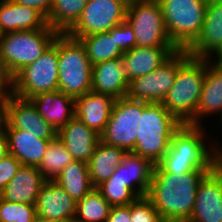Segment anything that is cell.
Returning <instances> with one entry per match:
<instances>
[{
	"label": "cell",
	"mask_w": 222,
	"mask_h": 222,
	"mask_svg": "<svg viewBox=\"0 0 222 222\" xmlns=\"http://www.w3.org/2000/svg\"><path fill=\"white\" fill-rule=\"evenodd\" d=\"M73 161H75L73 156L56 136L53 140H50L42 161L37 168L47 181L54 180Z\"/></svg>",
	"instance_id": "cell-32"
},
{
	"label": "cell",
	"mask_w": 222,
	"mask_h": 222,
	"mask_svg": "<svg viewBox=\"0 0 222 222\" xmlns=\"http://www.w3.org/2000/svg\"><path fill=\"white\" fill-rule=\"evenodd\" d=\"M35 216V204L8 202L0 198V222H32Z\"/></svg>",
	"instance_id": "cell-34"
},
{
	"label": "cell",
	"mask_w": 222,
	"mask_h": 222,
	"mask_svg": "<svg viewBox=\"0 0 222 222\" xmlns=\"http://www.w3.org/2000/svg\"><path fill=\"white\" fill-rule=\"evenodd\" d=\"M8 137L9 153L15 156L22 165L38 167L50 140L39 139L27 131L4 128Z\"/></svg>",
	"instance_id": "cell-25"
},
{
	"label": "cell",
	"mask_w": 222,
	"mask_h": 222,
	"mask_svg": "<svg viewBox=\"0 0 222 222\" xmlns=\"http://www.w3.org/2000/svg\"><path fill=\"white\" fill-rule=\"evenodd\" d=\"M9 95L0 89V124L5 121L6 103Z\"/></svg>",
	"instance_id": "cell-42"
},
{
	"label": "cell",
	"mask_w": 222,
	"mask_h": 222,
	"mask_svg": "<svg viewBox=\"0 0 222 222\" xmlns=\"http://www.w3.org/2000/svg\"><path fill=\"white\" fill-rule=\"evenodd\" d=\"M148 104L127 97L115 99L109 121L100 134V141L132 152L136 144L140 116Z\"/></svg>",
	"instance_id": "cell-10"
},
{
	"label": "cell",
	"mask_w": 222,
	"mask_h": 222,
	"mask_svg": "<svg viewBox=\"0 0 222 222\" xmlns=\"http://www.w3.org/2000/svg\"><path fill=\"white\" fill-rule=\"evenodd\" d=\"M77 202L94 187L90 180L87 163L75 160L69 163L54 179Z\"/></svg>",
	"instance_id": "cell-28"
},
{
	"label": "cell",
	"mask_w": 222,
	"mask_h": 222,
	"mask_svg": "<svg viewBox=\"0 0 222 222\" xmlns=\"http://www.w3.org/2000/svg\"><path fill=\"white\" fill-rule=\"evenodd\" d=\"M215 55L217 56L216 60H218L215 62L222 65V47L219 49V51Z\"/></svg>",
	"instance_id": "cell-44"
},
{
	"label": "cell",
	"mask_w": 222,
	"mask_h": 222,
	"mask_svg": "<svg viewBox=\"0 0 222 222\" xmlns=\"http://www.w3.org/2000/svg\"><path fill=\"white\" fill-rule=\"evenodd\" d=\"M221 47L222 2L208 0L201 32L186 51L193 58L209 59L212 54H216Z\"/></svg>",
	"instance_id": "cell-16"
},
{
	"label": "cell",
	"mask_w": 222,
	"mask_h": 222,
	"mask_svg": "<svg viewBox=\"0 0 222 222\" xmlns=\"http://www.w3.org/2000/svg\"><path fill=\"white\" fill-rule=\"evenodd\" d=\"M131 222H164L157 209L146 197H138L131 203Z\"/></svg>",
	"instance_id": "cell-35"
},
{
	"label": "cell",
	"mask_w": 222,
	"mask_h": 222,
	"mask_svg": "<svg viewBox=\"0 0 222 222\" xmlns=\"http://www.w3.org/2000/svg\"><path fill=\"white\" fill-rule=\"evenodd\" d=\"M46 181L37 167L21 165L0 193V198L8 202L36 204L39 191Z\"/></svg>",
	"instance_id": "cell-20"
},
{
	"label": "cell",
	"mask_w": 222,
	"mask_h": 222,
	"mask_svg": "<svg viewBox=\"0 0 222 222\" xmlns=\"http://www.w3.org/2000/svg\"><path fill=\"white\" fill-rule=\"evenodd\" d=\"M181 126L182 123L162 103H149L140 116L132 153L156 165L168 151L171 138Z\"/></svg>",
	"instance_id": "cell-3"
},
{
	"label": "cell",
	"mask_w": 222,
	"mask_h": 222,
	"mask_svg": "<svg viewBox=\"0 0 222 222\" xmlns=\"http://www.w3.org/2000/svg\"><path fill=\"white\" fill-rule=\"evenodd\" d=\"M201 125L182 124L171 138L170 146L156 164L162 172L187 173L194 170L211 172L222 162V151H209ZM212 151V152H211Z\"/></svg>",
	"instance_id": "cell-2"
},
{
	"label": "cell",
	"mask_w": 222,
	"mask_h": 222,
	"mask_svg": "<svg viewBox=\"0 0 222 222\" xmlns=\"http://www.w3.org/2000/svg\"><path fill=\"white\" fill-rule=\"evenodd\" d=\"M126 153L122 148L99 141L94 154L87 163L90 180L94 188L111 177L114 170L122 163Z\"/></svg>",
	"instance_id": "cell-27"
},
{
	"label": "cell",
	"mask_w": 222,
	"mask_h": 222,
	"mask_svg": "<svg viewBox=\"0 0 222 222\" xmlns=\"http://www.w3.org/2000/svg\"><path fill=\"white\" fill-rule=\"evenodd\" d=\"M88 0H53L46 23L59 34H66L80 18Z\"/></svg>",
	"instance_id": "cell-30"
},
{
	"label": "cell",
	"mask_w": 222,
	"mask_h": 222,
	"mask_svg": "<svg viewBox=\"0 0 222 222\" xmlns=\"http://www.w3.org/2000/svg\"><path fill=\"white\" fill-rule=\"evenodd\" d=\"M4 128L27 131L39 139H54L57 132L38 113L30 99H23L11 94L6 103Z\"/></svg>",
	"instance_id": "cell-13"
},
{
	"label": "cell",
	"mask_w": 222,
	"mask_h": 222,
	"mask_svg": "<svg viewBox=\"0 0 222 222\" xmlns=\"http://www.w3.org/2000/svg\"><path fill=\"white\" fill-rule=\"evenodd\" d=\"M32 222H65V221H57V220H52V219H44L39 216H35Z\"/></svg>",
	"instance_id": "cell-43"
},
{
	"label": "cell",
	"mask_w": 222,
	"mask_h": 222,
	"mask_svg": "<svg viewBox=\"0 0 222 222\" xmlns=\"http://www.w3.org/2000/svg\"><path fill=\"white\" fill-rule=\"evenodd\" d=\"M167 34L179 50H186L199 36L208 0H158Z\"/></svg>",
	"instance_id": "cell-7"
},
{
	"label": "cell",
	"mask_w": 222,
	"mask_h": 222,
	"mask_svg": "<svg viewBox=\"0 0 222 222\" xmlns=\"http://www.w3.org/2000/svg\"><path fill=\"white\" fill-rule=\"evenodd\" d=\"M207 59L190 57L176 74L175 82L162 104L182 124L194 125L205 78Z\"/></svg>",
	"instance_id": "cell-5"
},
{
	"label": "cell",
	"mask_w": 222,
	"mask_h": 222,
	"mask_svg": "<svg viewBox=\"0 0 222 222\" xmlns=\"http://www.w3.org/2000/svg\"><path fill=\"white\" fill-rule=\"evenodd\" d=\"M58 34L48 24L41 29L0 34V58L11 77L35 62Z\"/></svg>",
	"instance_id": "cell-6"
},
{
	"label": "cell",
	"mask_w": 222,
	"mask_h": 222,
	"mask_svg": "<svg viewBox=\"0 0 222 222\" xmlns=\"http://www.w3.org/2000/svg\"><path fill=\"white\" fill-rule=\"evenodd\" d=\"M67 151L75 160L88 163L100 141V135L74 116L57 132Z\"/></svg>",
	"instance_id": "cell-18"
},
{
	"label": "cell",
	"mask_w": 222,
	"mask_h": 222,
	"mask_svg": "<svg viewBox=\"0 0 222 222\" xmlns=\"http://www.w3.org/2000/svg\"><path fill=\"white\" fill-rule=\"evenodd\" d=\"M46 24V19L34 8L0 0V34L41 29Z\"/></svg>",
	"instance_id": "cell-24"
},
{
	"label": "cell",
	"mask_w": 222,
	"mask_h": 222,
	"mask_svg": "<svg viewBox=\"0 0 222 222\" xmlns=\"http://www.w3.org/2000/svg\"><path fill=\"white\" fill-rule=\"evenodd\" d=\"M53 44L58 55V91L74 99L92 91V65L82 43L58 34Z\"/></svg>",
	"instance_id": "cell-4"
},
{
	"label": "cell",
	"mask_w": 222,
	"mask_h": 222,
	"mask_svg": "<svg viewBox=\"0 0 222 222\" xmlns=\"http://www.w3.org/2000/svg\"><path fill=\"white\" fill-rule=\"evenodd\" d=\"M30 100L56 132L75 116V99L58 90L40 93Z\"/></svg>",
	"instance_id": "cell-22"
},
{
	"label": "cell",
	"mask_w": 222,
	"mask_h": 222,
	"mask_svg": "<svg viewBox=\"0 0 222 222\" xmlns=\"http://www.w3.org/2000/svg\"><path fill=\"white\" fill-rule=\"evenodd\" d=\"M7 88L10 91L9 90L6 91ZM0 89L4 90L9 96L12 94V77L6 70L1 58H0Z\"/></svg>",
	"instance_id": "cell-40"
},
{
	"label": "cell",
	"mask_w": 222,
	"mask_h": 222,
	"mask_svg": "<svg viewBox=\"0 0 222 222\" xmlns=\"http://www.w3.org/2000/svg\"><path fill=\"white\" fill-rule=\"evenodd\" d=\"M97 189L111 206H126L138 198L120 179V171L117 168L111 177L101 183Z\"/></svg>",
	"instance_id": "cell-33"
},
{
	"label": "cell",
	"mask_w": 222,
	"mask_h": 222,
	"mask_svg": "<svg viewBox=\"0 0 222 222\" xmlns=\"http://www.w3.org/2000/svg\"><path fill=\"white\" fill-rule=\"evenodd\" d=\"M115 41L123 53L136 47L134 30L127 21L115 26Z\"/></svg>",
	"instance_id": "cell-36"
},
{
	"label": "cell",
	"mask_w": 222,
	"mask_h": 222,
	"mask_svg": "<svg viewBox=\"0 0 222 222\" xmlns=\"http://www.w3.org/2000/svg\"><path fill=\"white\" fill-rule=\"evenodd\" d=\"M190 57L186 50L176 51L151 73L129 81L126 97L136 101L162 103L175 82L178 69Z\"/></svg>",
	"instance_id": "cell-11"
},
{
	"label": "cell",
	"mask_w": 222,
	"mask_h": 222,
	"mask_svg": "<svg viewBox=\"0 0 222 222\" xmlns=\"http://www.w3.org/2000/svg\"><path fill=\"white\" fill-rule=\"evenodd\" d=\"M85 48L91 65L121 58L124 54L115 41V27L108 32L87 35L78 39Z\"/></svg>",
	"instance_id": "cell-29"
},
{
	"label": "cell",
	"mask_w": 222,
	"mask_h": 222,
	"mask_svg": "<svg viewBox=\"0 0 222 222\" xmlns=\"http://www.w3.org/2000/svg\"><path fill=\"white\" fill-rule=\"evenodd\" d=\"M9 154L8 137L3 124H0V159Z\"/></svg>",
	"instance_id": "cell-41"
},
{
	"label": "cell",
	"mask_w": 222,
	"mask_h": 222,
	"mask_svg": "<svg viewBox=\"0 0 222 222\" xmlns=\"http://www.w3.org/2000/svg\"><path fill=\"white\" fill-rule=\"evenodd\" d=\"M126 21L134 30L136 46H175L167 34L158 0H129Z\"/></svg>",
	"instance_id": "cell-9"
},
{
	"label": "cell",
	"mask_w": 222,
	"mask_h": 222,
	"mask_svg": "<svg viewBox=\"0 0 222 222\" xmlns=\"http://www.w3.org/2000/svg\"><path fill=\"white\" fill-rule=\"evenodd\" d=\"M106 222H131V203L126 206H112Z\"/></svg>",
	"instance_id": "cell-38"
},
{
	"label": "cell",
	"mask_w": 222,
	"mask_h": 222,
	"mask_svg": "<svg viewBox=\"0 0 222 222\" xmlns=\"http://www.w3.org/2000/svg\"><path fill=\"white\" fill-rule=\"evenodd\" d=\"M114 102L112 96L90 91L75 99V116L100 135L109 121Z\"/></svg>",
	"instance_id": "cell-21"
},
{
	"label": "cell",
	"mask_w": 222,
	"mask_h": 222,
	"mask_svg": "<svg viewBox=\"0 0 222 222\" xmlns=\"http://www.w3.org/2000/svg\"><path fill=\"white\" fill-rule=\"evenodd\" d=\"M111 207L101 192L97 188H93L77 201L73 222H106Z\"/></svg>",
	"instance_id": "cell-31"
},
{
	"label": "cell",
	"mask_w": 222,
	"mask_h": 222,
	"mask_svg": "<svg viewBox=\"0 0 222 222\" xmlns=\"http://www.w3.org/2000/svg\"><path fill=\"white\" fill-rule=\"evenodd\" d=\"M154 166L149 159L127 152L117 169L120 171V179L125 182V185L138 197H143L149 190ZM135 185H138L137 190L134 188Z\"/></svg>",
	"instance_id": "cell-26"
},
{
	"label": "cell",
	"mask_w": 222,
	"mask_h": 222,
	"mask_svg": "<svg viewBox=\"0 0 222 222\" xmlns=\"http://www.w3.org/2000/svg\"><path fill=\"white\" fill-rule=\"evenodd\" d=\"M129 0H88L75 25L66 33L79 39L87 35L108 32L126 21Z\"/></svg>",
	"instance_id": "cell-12"
},
{
	"label": "cell",
	"mask_w": 222,
	"mask_h": 222,
	"mask_svg": "<svg viewBox=\"0 0 222 222\" xmlns=\"http://www.w3.org/2000/svg\"><path fill=\"white\" fill-rule=\"evenodd\" d=\"M12 1L23 6L34 8L45 19H47L53 4V0H12Z\"/></svg>",
	"instance_id": "cell-39"
},
{
	"label": "cell",
	"mask_w": 222,
	"mask_h": 222,
	"mask_svg": "<svg viewBox=\"0 0 222 222\" xmlns=\"http://www.w3.org/2000/svg\"><path fill=\"white\" fill-rule=\"evenodd\" d=\"M77 202L54 180L41 187L35 204L36 215L44 219L73 222Z\"/></svg>",
	"instance_id": "cell-15"
},
{
	"label": "cell",
	"mask_w": 222,
	"mask_h": 222,
	"mask_svg": "<svg viewBox=\"0 0 222 222\" xmlns=\"http://www.w3.org/2000/svg\"><path fill=\"white\" fill-rule=\"evenodd\" d=\"M129 80L121 58L103 61L92 66L93 92L112 96L114 99L126 97Z\"/></svg>",
	"instance_id": "cell-19"
},
{
	"label": "cell",
	"mask_w": 222,
	"mask_h": 222,
	"mask_svg": "<svg viewBox=\"0 0 222 222\" xmlns=\"http://www.w3.org/2000/svg\"><path fill=\"white\" fill-rule=\"evenodd\" d=\"M22 164L12 154H7L0 159V193L14 177Z\"/></svg>",
	"instance_id": "cell-37"
},
{
	"label": "cell",
	"mask_w": 222,
	"mask_h": 222,
	"mask_svg": "<svg viewBox=\"0 0 222 222\" xmlns=\"http://www.w3.org/2000/svg\"><path fill=\"white\" fill-rule=\"evenodd\" d=\"M179 49L176 46H136L121 57L125 74L131 81L147 75L165 63Z\"/></svg>",
	"instance_id": "cell-17"
},
{
	"label": "cell",
	"mask_w": 222,
	"mask_h": 222,
	"mask_svg": "<svg viewBox=\"0 0 222 222\" xmlns=\"http://www.w3.org/2000/svg\"><path fill=\"white\" fill-rule=\"evenodd\" d=\"M208 172H162L154 166L153 177L146 197L164 222H187L192 215L200 181Z\"/></svg>",
	"instance_id": "cell-1"
},
{
	"label": "cell",
	"mask_w": 222,
	"mask_h": 222,
	"mask_svg": "<svg viewBox=\"0 0 222 222\" xmlns=\"http://www.w3.org/2000/svg\"><path fill=\"white\" fill-rule=\"evenodd\" d=\"M212 1H215V2H222V0H212Z\"/></svg>",
	"instance_id": "cell-45"
},
{
	"label": "cell",
	"mask_w": 222,
	"mask_h": 222,
	"mask_svg": "<svg viewBox=\"0 0 222 222\" xmlns=\"http://www.w3.org/2000/svg\"><path fill=\"white\" fill-rule=\"evenodd\" d=\"M187 222H222V162L200 181Z\"/></svg>",
	"instance_id": "cell-14"
},
{
	"label": "cell",
	"mask_w": 222,
	"mask_h": 222,
	"mask_svg": "<svg viewBox=\"0 0 222 222\" xmlns=\"http://www.w3.org/2000/svg\"><path fill=\"white\" fill-rule=\"evenodd\" d=\"M58 90L57 47L52 43L32 64L22 68L12 78V94L30 99L40 93Z\"/></svg>",
	"instance_id": "cell-8"
},
{
	"label": "cell",
	"mask_w": 222,
	"mask_h": 222,
	"mask_svg": "<svg viewBox=\"0 0 222 222\" xmlns=\"http://www.w3.org/2000/svg\"><path fill=\"white\" fill-rule=\"evenodd\" d=\"M220 112L222 122V65L207 59L206 73L199 104L194 115V125H201L200 118ZM222 125V124H221Z\"/></svg>",
	"instance_id": "cell-23"
}]
</instances>
